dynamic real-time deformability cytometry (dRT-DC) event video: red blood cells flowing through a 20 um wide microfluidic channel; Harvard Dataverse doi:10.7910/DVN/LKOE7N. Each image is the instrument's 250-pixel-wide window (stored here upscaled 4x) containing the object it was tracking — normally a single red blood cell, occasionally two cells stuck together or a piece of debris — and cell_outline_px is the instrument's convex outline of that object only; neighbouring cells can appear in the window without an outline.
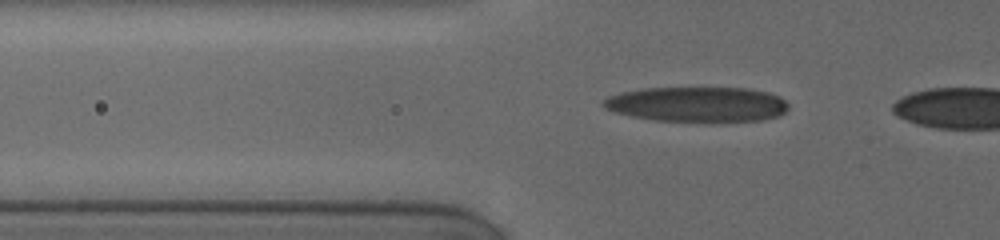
{"species": "human", "species_latin": "Homo sapiens", "temperature_condition": "cold", "stored_images_in_passage": 12, "segment_of_instrument_passage": [1, 2], "camera_frame_rate_fps": 3000, "um_per_image_px": 0.085, "donor": {"sex": "female"}, "frame": {"image": 1, "passage_image": 5, "time_ms": 1.333, "image_size_px": [1000, 240], "cell_outline_px": [[788, 108], [780, 116], [760, 120], [656, 120], [632, 116], [616, 112], [604, 108], [600, 104], [608, 96], [620, 92], [644, 88], [748, 88], [768, 92], [780, 96], [788, 104]], "centroid_in_image_um": [59.26, 8.84], "position_along_channel_um": 66.5, "area_um2": 37.34}}
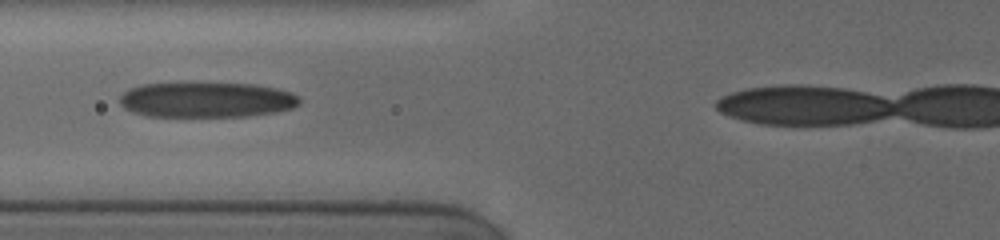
{"frame": {"image": 2, "passage_image": 8, "time_ms": 2.667, "image_size_px": [1000, 240], "cell_outline_px": [[300, 104], [292, 108], [276, 112], [248, 116], [144, 116], [132, 112], [124, 108], [120, 104], [120, 96], [128, 88], [140, 84], [184, 80], [252, 84], [276, 88], [288, 92], [296, 96], [300, 100]], "centroid_in_image_um": [17.46, 8.43], "position_along_channel_um": 108.3, "area_um2": 38.26}}
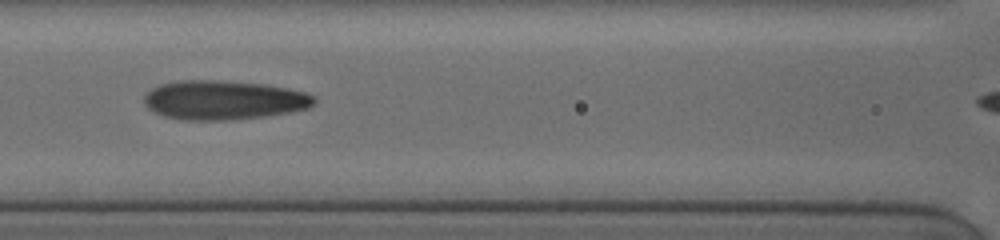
{"frame": {"image": 3, "passage_image": 10, "time_ms": 3.667, "image_size_px": [1000, 240], "cell_outline_px": [[316, 104], [308, 108], [288, 112], [264, 116], [224, 120], [184, 120], [164, 116], [148, 108], [144, 104], [144, 96], [152, 88], [160, 84], [176, 80], [220, 80], [268, 84], [308, 92], [316, 96]], "centroid_in_image_um": [19.05, 8.49], "position_along_channel_um": 147.6, "area_um2": 39.13}}